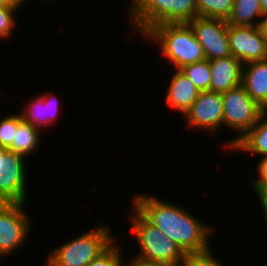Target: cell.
I'll list each match as a JSON object with an SVG mask.
<instances>
[{"mask_svg":"<svg viewBox=\"0 0 267 266\" xmlns=\"http://www.w3.org/2000/svg\"><path fill=\"white\" fill-rule=\"evenodd\" d=\"M133 207L184 253L201 252L210 248L208 237L213 229L177 204H171L149 194H136Z\"/></svg>","mask_w":267,"mask_h":266,"instance_id":"1","label":"cell"},{"mask_svg":"<svg viewBox=\"0 0 267 266\" xmlns=\"http://www.w3.org/2000/svg\"><path fill=\"white\" fill-rule=\"evenodd\" d=\"M145 40L156 42L162 56L172 62L176 70L205 58L202 46L188 23H164L152 27Z\"/></svg>","mask_w":267,"mask_h":266,"instance_id":"2","label":"cell"},{"mask_svg":"<svg viewBox=\"0 0 267 266\" xmlns=\"http://www.w3.org/2000/svg\"><path fill=\"white\" fill-rule=\"evenodd\" d=\"M129 21L134 32L144 36L164 23H188L198 16L196 0H131Z\"/></svg>","mask_w":267,"mask_h":266,"instance_id":"3","label":"cell"},{"mask_svg":"<svg viewBox=\"0 0 267 266\" xmlns=\"http://www.w3.org/2000/svg\"><path fill=\"white\" fill-rule=\"evenodd\" d=\"M107 226L95 227L92 230L71 239L50 251L46 266H87L104 252L114 241Z\"/></svg>","mask_w":267,"mask_h":266,"instance_id":"4","label":"cell"},{"mask_svg":"<svg viewBox=\"0 0 267 266\" xmlns=\"http://www.w3.org/2000/svg\"><path fill=\"white\" fill-rule=\"evenodd\" d=\"M133 210L129 217L131 230L140 248L134 257L144 261L180 266L185 256L182 249L149 223L135 208Z\"/></svg>","mask_w":267,"mask_h":266,"instance_id":"5","label":"cell"},{"mask_svg":"<svg viewBox=\"0 0 267 266\" xmlns=\"http://www.w3.org/2000/svg\"><path fill=\"white\" fill-rule=\"evenodd\" d=\"M222 103L223 126L239 133L226 141L227 148L231 149L256 124L264 109L246 93L242 85L222 93Z\"/></svg>","mask_w":267,"mask_h":266,"instance_id":"6","label":"cell"},{"mask_svg":"<svg viewBox=\"0 0 267 266\" xmlns=\"http://www.w3.org/2000/svg\"><path fill=\"white\" fill-rule=\"evenodd\" d=\"M26 203H10L0 210V259L23 246L32 229Z\"/></svg>","mask_w":267,"mask_h":266,"instance_id":"7","label":"cell"},{"mask_svg":"<svg viewBox=\"0 0 267 266\" xmlns=\"http://www.w3.org/2000/svg\"><path fill=\"white\" fill-rule=\"evenodd\" d=\"M26 157L0 147V193L10 203H25L27 194Z\"/></svg>","mask_w":267,"mask_h":266,"instance_id":"8","label":"cell"},{"mask_svg":"<svg viewBox=\"0 0 267 266\" xmlns=\"http://www.w3.org/2000/svg\"><path fill=\"white\" fill-rule=\"evenodd\" d=\"M188 24L202 46L207 60L231 55L226 20L197 16Z\"/></svg>","mask_w":267,"mask_h":266,"instance_id":"9","label":"cell"},{"mask_svg":"<svg viewBox=\"0 0 267 266\" xmlns=\"http://www.w3.org/2000/svg\"><path fill=\"white\" fill-rule=\"evenodd\" d=\"M187 128H197L215 134L223 126L222 93L200 92L190 109L184 114Z\"/></svg>","mask_w":267,"mask_h":266,"instance_id":"10","label":"cell"},{"mask_svg":"<svg viewBox=\"0 0 267 266\" xmlns=\"http://www.w3.org/2000/svg\"><path fill=\"white\" fill-rule=\"evenodd\" d=\"M230 53L243 65L267 59V43L258 26L227 25Z\"/></svg>","mask_w":267,"mask_h":266,"instance_id":"11","label":"cell"},{"mask_svg":"<svg viewBox=\"0 0 267 266\" xmlns=\"http://www.w3.org/2000/svg\"><path fill=\"white\" fill-rule=\"evenodd\" d=\"M211 82L209 91L224 93L241 85L243 64L229 55L209 60Z\"/></svg>","mask_w":267,"mask_h":266,"instance_id":"12","label":"cell"},{"mask_svg":"<svg viewBox=\"0 0 267 266\" xmlns=\"http://www.w3.org/2000/svg\"><path fill=\"white\" fill-rule=\"evenodd\" d=\"M52 93L47 92L44 95L36 96L32 101L30 100V103H27L28 106L20 112L22 120L40 130L52 126L58 120L57 114L59 112L58 98Z\"/></svg>","mask_w":267,"mask_h":266,"instance_id":"13","label":"cell"},{"mask_svg":"<svg viewBox=\"0 0 267 266\" xmlns=\"http://www.w3.org/2000/svg\"><path fill=\"white\" fill-rule=\"evenodd\" d=\"M166 90V106L176 109L183 116L200 94V90L181 71L176 70Z\"/></svg>","mask_w":267,"mask_h":266,"instance_id":"14","label":"cell"},{"mask_svg":"<svg viewBox=\"0 0 267 266\" xmlns=\"http://www.w3.org/2000/svg\"><path fill=\"white\" fill-rule=\"evenodd\" d=\"M241 85L259 106L267 110V59L244 64Z\"/></svg>","mask_w":267,"mask_h":266,"instance_id":"15","label":"cell"},{"mask_svg":"<svg viewBox=\"0 0 267 266\" xmlns=\"http://www.w3.org/2000/svg\"><path fill=\"white\" fill-rule=\"evenodd\" d=\"M255 155L267 156V110H264L256 124L231 148Z\"/></svg>","mask_w":267,"mask_h":266,"instance_id":"16","label":"cell"},{"mask_svg":"<svg viewBox=\"0 0 267 266\" xmlns=\"http://www.w3.org/2000/svg\"><path fill=\"white\" fill-rule=\"evenodd\" d=\"M39 128L21 121L16 128L12 144L7 148L11 152L27 157L39 148L41 142Z\"/></svg>","mask_w":267,"mask_h":266,"instance_id":"17","label":"cell"},{"mask_svg":"<svg viewBox=\"0 0 267 266\" xmlns=\"http://www.w3.org/2000/svg\"><path fill=\"white\" fill-rule=\"evenodd\" d=\"M263 16L260 0H234L231 14L226 22L235 26H258L257 20Z\"/></svg>","mask_w":267,"mask_h":266,"instance_id":"18","label":"cell"},{"mask_svg":"<svg viewBox=\"0 0 267 266\" xmlns=\"http://www.w3.org/2000/svg\"><path fill=\"white\" fill-rule=\"evenodd\" d=\"M196 3L198 16L227 20L234 0H196Z\"/></svg>","mask_w":267,"mask_h":266,"instance_id":"19","label":"cell"},{"mask_svg":"<svg viewBox=\"0 0 267 266\" xmlns=\"http://www.w3.org/2000/svg\"><path fill=\"white\" fill-rule=\"evenodd\" d=\"M202 91L209 90L211 82L210 62L207 59L189 64L180 69Z\"/></svg>","mask_w":267,"mask_h":266,"instance_id":"20","label":"cell"},{"mask_svg":"<svg viewBox=\"0 0 267 266\" xmlns=\"http://www.w3.org/2000/svg\"><path fill=\"white\" fill-rule=\"evenodd\" d=\"M115 241L87 266H125L122 247Z\"/></svg>","mask_w":267,"mask_h":266,"instance_id":"21","label":"cell"},{"mask_svg":"<svg viewBox=\"0 0 267 266\" xmlns=\"http://www.w3.org/2000/svg\"><path fill=\"white\" fill-rule=\"evenodd\" d=\"M21 121L20 114L8 115L0 119V147L8 148L12 144L17 125Z\"/></svg>","mask_w":267,"mask_h":266,"instance_id":"22","label":"cell"},{"mask_svg":"<svg viewBox=\"0 0 267 266\" xmlns=\"http://www.w3.org/2000/svg\"><path fill=\"white\" fill-rule=\"evenodd\" d=\"M211 247L201 252L185 253L180 266H223L222 261L217 260Z\"/></svg>","mask_w":267,"mask_h":266,"instance_id":"23","label":"cell"},{"mask_svg":"<svg viewBox=\"0 0 267 266\" xmlns=\"http://www.w3.org/2000/svg\"><path fill=\"white\" fill-rule=\"evenodd\" d=\"M19 9L10 5H0V40L11 38L16 26L15 14Z\"/></svg>","mask_w":267,"mask_h":266,"instance_id":"24","label":"cell"},{"mask_svg":"<svg viewBox=\"0 0 267 266\" xmlns=\"http://www.w3.org/2000/svg\"><path fill=\"white\" fill-rule=\"evenodd\" d=\"M252 186L254 187V191L255 193H257L256 195L259 198V202L261 204V208L263 211V217L265 218V223L267 226V183L266 184H252ZM267 228V227H266Z\"/></svg>","mask_w":267,"mask_h":266,"instance_id":"25","label":"cell"},{"mask_svg":"<svg viewBox=\"0 0 267 266\" xmlns=\"http://www.w3.org/2000/svg\"><path fill=\"white\" fill-rule=\"evenodd\" d=\"M259 161L260 162H258V165H257L258 177L257 179H255V181L253 180L252 184H266L267 183V156L262 157V159Z\"/></svg>","mask_w":267,"mask_h":266,"instance_id":"26","label":"cell"},{"mask_svg":"<svg viewBox=\"0 0 267 266\" xmlns=\"http://www.w3.org/2000/svg\"><path fill=\"white\" fill-rule=\"evenodd\" d=\"M125 266H173L166 263L161 262H150V261H144L137 257L133 256V259L129 261H125Z\"/></svg>","mask_w":267,"mask_h":266,"instance_id":"27","label":"cell"},{"mask_svg":"<svg viewBox=\"0 0 267 266\" xmlns=\"http://www.w3.org/2000/svg\"><path fill=\"white\" fill-rule=\"evenodd\" d=\"M258 22L259 31L267 43V15H264L262 20L260 19Z\"/></svg>","mask_w":267,"mask_h":266,"instance_id":"28","label":"cell"},{"mask_svg":"<svg viewBox=\"0 0 267 266\" xmlns=\"http://www.w3.org/2000/svg\"><path fill=\"white\" fill-rule=\"evenodd\" d=\"M26 0H0L1 5H10L17 9L21 8L23 5V2Z\"/></svg>","mask_w":267,"mask_h":266,"instance_id":"29","label":"cell"},{"mask_svg":"<svg viewBox=\"0 0 267 266\" xmlns=\"http://www.w3.org/2000/svg\"><path fill=\"white\" fill-rule=\"evenodd\" d=\"M8 204H10V201L0 193V210L4 209Z\"/></svg>","mask_w":267,"mask_h":266,"instance_id":"30","label":"cell"},{"mask_svg":"<svg viewBox=\"0 0 267 266\" xmlns=\"http://www.w3.org/2000/svg\"><path fill=\"white\" fill-rule=\"evenodd\" d=\"M263 15H267V0H260Z\"/></svg>","mask_w":267,"mask_h":266,"instance_id":"31","label":"cell"}]
</instances>
